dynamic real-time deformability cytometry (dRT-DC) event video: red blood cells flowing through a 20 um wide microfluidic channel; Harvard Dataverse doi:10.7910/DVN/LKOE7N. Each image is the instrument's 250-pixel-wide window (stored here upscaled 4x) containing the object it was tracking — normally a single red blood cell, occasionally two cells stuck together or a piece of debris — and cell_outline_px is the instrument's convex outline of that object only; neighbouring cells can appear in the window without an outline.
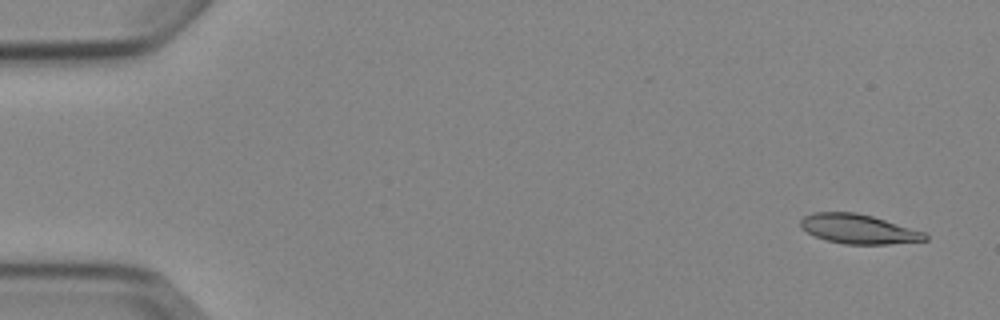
{"species": "Egyptian fruit bat (a non-hibernating species)", "species_latin": "Rousettus aegyptiacus", "temperature_condition": "cold", "stored_images_in_passage": 4, "camera_frame_rate_fps": 3000, "um_per_image_px": 0.085, "animal": {"sex": "female"}, "frame": {"image": 1, "passage_image": 1, "time_ms": 0.0, "image_size_px": [1000, 320], "cell_outline_px": [[928, 240], [888, 244], [844, 244], [828, 240], [816, 236], [800, 228], [800, 220], [804, 216], [812, 212], [856, 212], [872, 216], [924, 232], [928, 236]], "centroid_in_image_um": [72.95, 19.46], "position_along_channel_um": 12.1, "area_um2": 21.21}}